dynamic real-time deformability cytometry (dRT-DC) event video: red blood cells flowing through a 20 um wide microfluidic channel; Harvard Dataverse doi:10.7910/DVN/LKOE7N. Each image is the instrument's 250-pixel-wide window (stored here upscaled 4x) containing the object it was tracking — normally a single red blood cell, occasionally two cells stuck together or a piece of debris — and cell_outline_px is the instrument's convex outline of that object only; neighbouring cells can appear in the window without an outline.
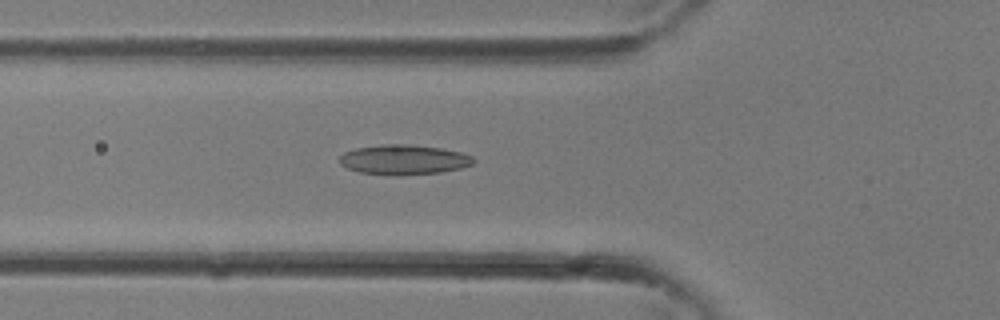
{"species": "common noctule bat (a hibernating species)", "species_latin": "Nyctalus noctula", "temperature_condition": "room temperature", "stored_images_in_passage": 32, "camera_frame_rate_fps": 3000, "um_per_image_px": 0.085, "animal": {"sex": "female"}, "frame": {"image": 1, "passage_image": 11, "time_ms": 3.333, "image_size_px": [1000, 320], "cell_outline_px": [[476, 160], [472, 164], [460, 168], [440, 172], [396, 176], [392, 176], [360, 172], [348, 168], [340, 164], [340, 156], [344, 152], [356, 148], [384, 144], [404, 144], [440, 148], [460, 152], [472, 156]], "centroid_in_image_um": [34.31, 13.58], "position_along_channel_um": 91.5, "area_um2": 23.24}}
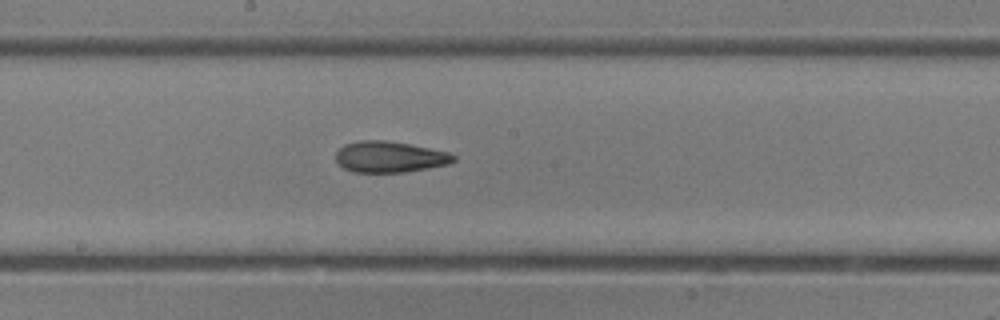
{"frame": {"image": 2, "passage_image": 17, "time_ms": 5.333, "image_size_px": [1000, 320], "cell_outline_px": [[456, 160], [448, 164], [428, 168], [404, 172], [352, 172], [344, 168], [336, 160], [336, 152], [344, 144], [360, 140], [384, 140], [408, 144], [448, 152], [456, 156]], "centroid_in_image_um": [33.11, 13.33], "position_along_channel_um": 215.1, "area_um2": 21.21}}
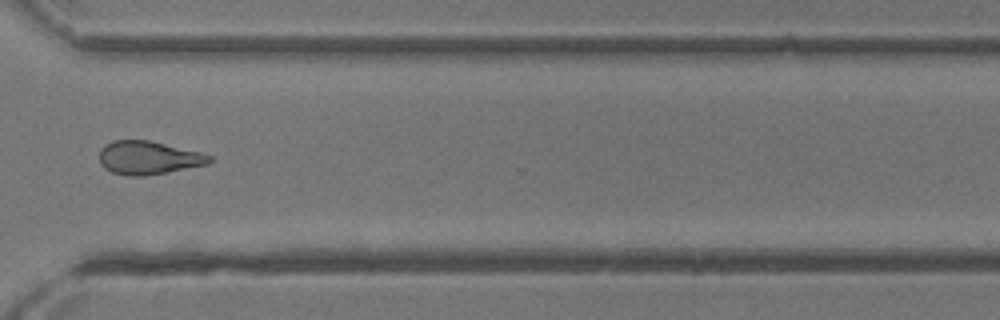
{"frame": {"image": 3, "passage_image": 24, "time_ms": 7.667, "image_size_px": [1000, 320], "cell_outline_px": [[212, 160], [208, 164], [144, 176], [128, 176], [112, 172], [104, 168], [100, 164], [100, 148], [104, 144], [112, 140], [148, 140], [200, 152], [212, 156]], "centroid_in_image_um": [12.58, 13.4], "position_along_channel_um": 358.0, "area_um2": 21.33}}